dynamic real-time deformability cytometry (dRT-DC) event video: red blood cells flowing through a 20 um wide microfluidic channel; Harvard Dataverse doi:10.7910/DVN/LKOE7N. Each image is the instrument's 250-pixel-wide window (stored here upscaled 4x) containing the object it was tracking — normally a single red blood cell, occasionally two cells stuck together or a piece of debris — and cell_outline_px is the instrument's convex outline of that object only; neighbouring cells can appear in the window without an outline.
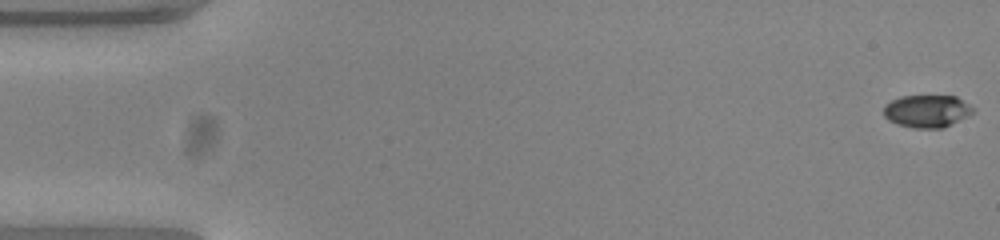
{"species": "common noctule bat (a hibernating species)", "species_latin": "Nyctalus noctula", "temperature_condition": "warm", "stored_images_in_passage": 54, "camera_frame_rate_fps": 3000, "um_per_image_px": 0.085, "animal": {"sex": "female", "body_mass_g": 23.0, "forearm_length_mm": 53.4}, "frame": {"image": 1, "passage_image": 1, "time_ms": 0.0, "image_size_px": [1000, 240], "cell_outline_px": [[972, 112], [944, 128], [916, 128], [900, 124], [888, 120], [884, 116], [884, 104], [900, 96], [956, 96], [968, 104], [972, 108]], "centroid_in_image_um": [78.74, 9.44], "position_along_channel_um": 6.3, "area_um2": 16.59}}
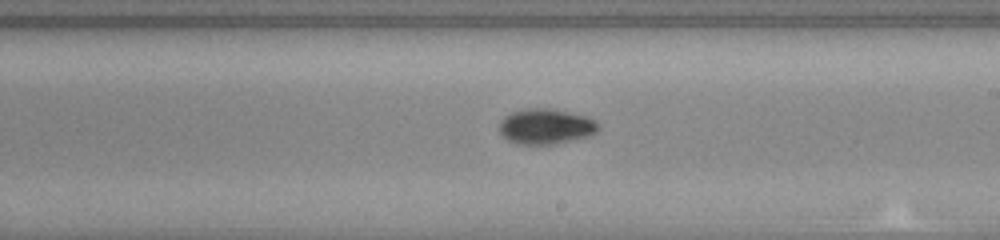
{"frame": {"image": 2, "passage_image": 31, "time_ms": 10.0, "image_size_px": [1000, 240], "cell_outline_px": [[600, 128], [596, 132], [588, 136], [556, 144], [520, 144], [508, 140], [500, 132], [500, 120], [504, 116], [512, 112], [524, 108], [552, 108], [588, 116], [596, 120], [600, 124]], "centroid_in_image_um": [46.43, 10.73], "position_along_channel_um": 242.6, "area_um2": 20.63}}
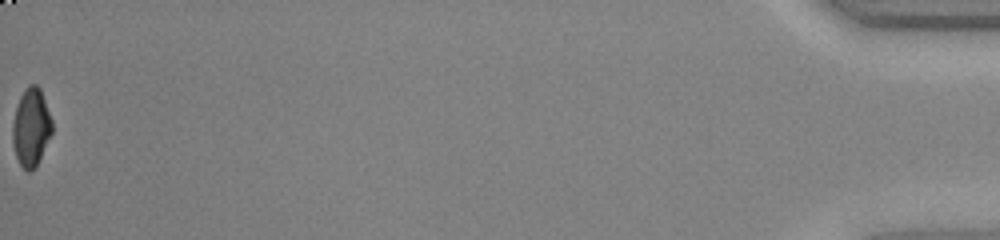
{"frame": {"image": 3, "passage_image": 54, "time_ms": 17.667, "image_size_px": [1000, 240], "cell_outline_px": [[52, 132], [36, 164], [28, 172], [20, 164], [16, 156], [12, 144], [12, 124], [16, 108], [20, 96], [24, 88], [28, 84], [36, 84], [40, 88], [52, 120]], "centroid_in_image_um": [2.62, 10.77], "position_along_channel_um": 432.6, "area_um2": 17.69}, "authors_computed_cell_mechanics": {"area_um2": 18.6405, "velocity_mm_per_s": 3.8636, "shape_relaxation_time_tau1_ms": 3.7642, "shape_relaxation_time_tau2_ms": 4.3103, "deformation_change_tau1": 0.1958, "deformation_change_tau2": 0.0648}}